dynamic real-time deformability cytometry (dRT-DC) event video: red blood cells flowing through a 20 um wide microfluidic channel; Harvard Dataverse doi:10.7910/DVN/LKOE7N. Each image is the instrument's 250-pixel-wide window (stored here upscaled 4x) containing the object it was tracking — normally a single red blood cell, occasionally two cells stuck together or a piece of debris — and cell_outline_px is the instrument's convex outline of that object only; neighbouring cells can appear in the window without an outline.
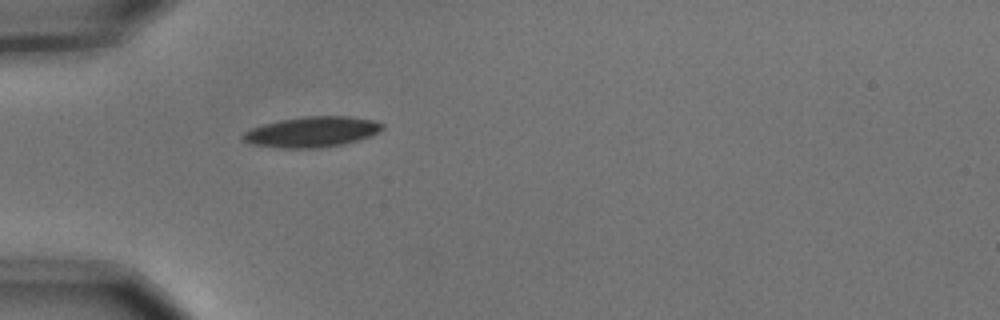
{"species": "common noctule bat (a hibernating species)", "species_latin": "Nyctalus noctula", "temperature_condition": "cold", "stored_images_in_passage": 1, "camera_frame_rate_fps": 3000, "um_per_image_px": 0.085, "animal": {"sex": "male", "body_mass_g": 15.6}, "frame": {"image": 1, "passage_image": 1, "time_ms": 0.0, "image_size_px": [1000, 320], "cell_outline_px": [[384, 128], [368, 136], [344, 144], [320, 148], [284, 148], [252, 144], [244, 140], [240, 136], [244, 132], [252, 128], [264, 124], [280, 120], [304, 116], [348, 116], [372, 120], [384, 124]], "centroid_in_image_um": [26.5, 11.21], "position_along_channel_um": 58.5, "area_um2": 24.51}}